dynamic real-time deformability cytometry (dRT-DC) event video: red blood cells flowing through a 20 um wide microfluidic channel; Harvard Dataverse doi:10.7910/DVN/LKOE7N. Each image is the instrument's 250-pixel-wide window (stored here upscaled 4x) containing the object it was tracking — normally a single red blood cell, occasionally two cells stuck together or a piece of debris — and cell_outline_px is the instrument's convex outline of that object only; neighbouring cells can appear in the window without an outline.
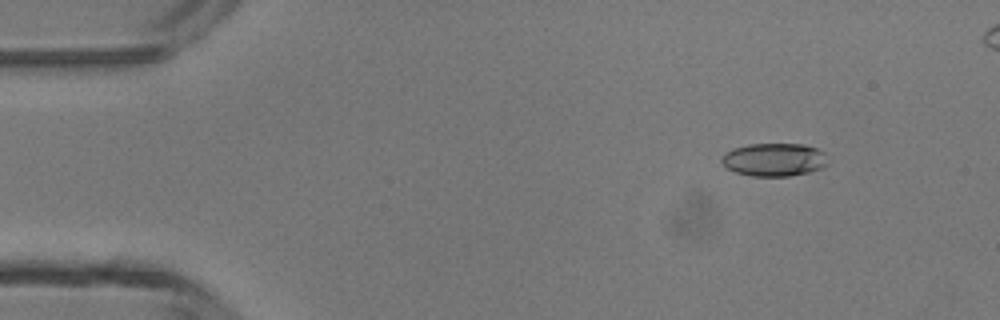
{"species": "common noctule bat (a hibernating species)", "species_latin": "Nyctalus noctula", "temperature_condition": "room temperature", "stored_images_in_passage": 45, "camera_frame_rate_fps": 3000, "um_per_image_px": 0.085, "animal": {"sex": "male", "body_mass_g": 13.3}, "frame": {"image": 1, "passage_image": 5, "time_ms": 1.333, "image_size_px": [1000, 320], "cell_outline_px": [[828, 164], [820, 168], [808, 172], [788, 176], [752, 176], [736, 172], [728, 168], [720, 160], [724, 152], [732, 148], [748, 144], [804, 144], [816, 148], [824, 152]], "centroid_in_image_um": [65.78, 13.56], "position_along_channel_um": 19.2, "area_um2": 20.46}}
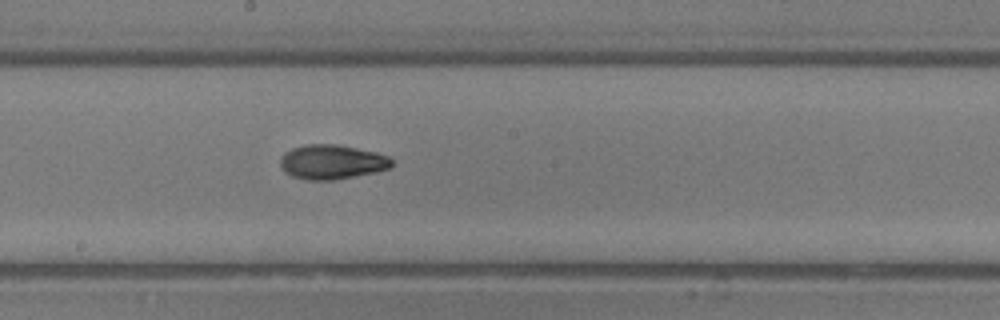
{"frame": {"image": 2, "passage_image": 25, "time_ms": 8.0, "image_size_px": [1000, 320], "cell_outline_px": [[392, 168], [376, 172], [332, 180], [308, 180], [292, 176], [284, 172], [280, 168], [280, 160], [284, 152], [292, 148], [304, 144], [336, 144], [376, 152], [388, 156], [392, 160]], "centroid_in_image_um": [28.19, 13.76], "position_along_channel_um": 220.0, "area_um2": 22.54}}
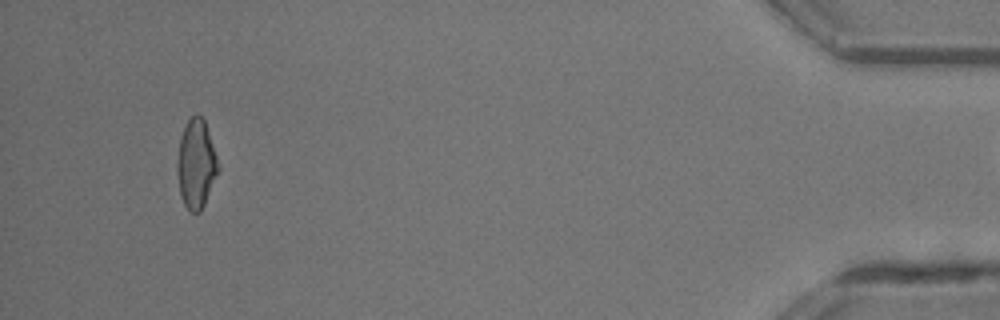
{"frame": {"image": 3, "passage_image": 44, "time_ms": 14.333, "image_size_px": [1000, 320], "cell_outline_px": [[220, 168], [204, 204], [200, 212], [192, 212], [184, 204], [180, 196], [176, 168], [176, 160], [180, 136], [188, 120], [196, 112], [204, 120]], "centroid_in_image_um": [16.64, 13.94], "position_along_channel_um": 418.6, "area_um2": 21.1}}